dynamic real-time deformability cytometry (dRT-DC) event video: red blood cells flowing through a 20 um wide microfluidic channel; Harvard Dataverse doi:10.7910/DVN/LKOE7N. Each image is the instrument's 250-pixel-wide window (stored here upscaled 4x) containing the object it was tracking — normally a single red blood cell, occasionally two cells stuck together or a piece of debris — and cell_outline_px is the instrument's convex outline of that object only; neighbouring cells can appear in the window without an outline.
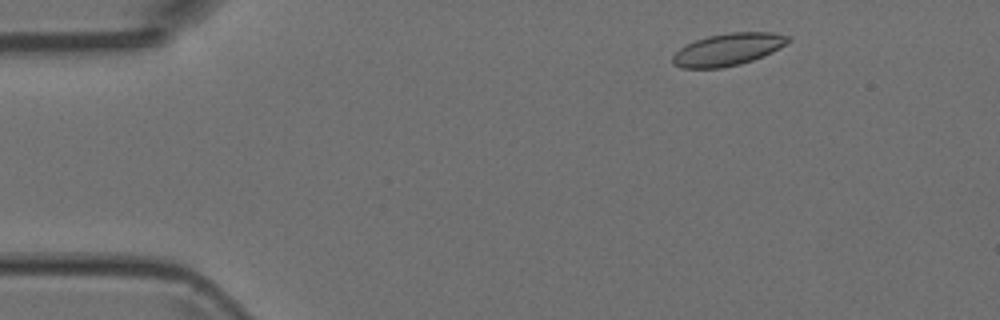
{"species": "Egyptian fruit bat (a non-hibernating species)", "species_latin": "Rousettus aegyptiacus", "temperature_condition": "room temperature", "stored_images_in_passage": 4, "camera_frame_rate_fps": 3000, "um_per_image_px": 0.085, "animal": {"sex": "female"}, "frame": {"image": 1, "passage_image": 1, "time_ms": 0.0, "image_size_px": [1000, 320], "cell_outline_px": [[792, 40], [772, 52], [764, 56], [740, 64], [720, 68], [680, 68], [672, 64], [672, 56], [680, 48], [696, 40], [708, 36], [728, 32], [772, 32], [792, 36]], "centroid_in_image_um": [61.9, 4.2], "position_along_channel_um": 23.1, "area_um2": 21.79}}